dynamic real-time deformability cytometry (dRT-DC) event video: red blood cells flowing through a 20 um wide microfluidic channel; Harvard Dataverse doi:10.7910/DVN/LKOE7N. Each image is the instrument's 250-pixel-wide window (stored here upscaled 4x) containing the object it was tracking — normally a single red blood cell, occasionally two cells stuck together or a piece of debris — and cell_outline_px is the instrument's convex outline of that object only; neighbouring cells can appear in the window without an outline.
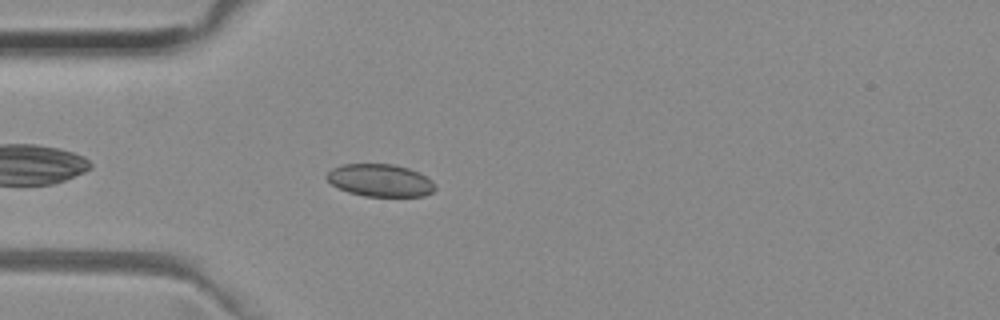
{"species": "common noctule bat (a hibernating species)", "species_latin": "Nyctalus noctula", "temperature_condition": "room temperature", "stored_images_in_passage": 41, "camera_frame_rate_fps": 3000, "um_per_image_px": 0.085, "animal": {"sex": "female", "body_mass_g": 29.2, "forearm_length_mm": 56.3}, "frame": {"image": 1, "passage_image": 4, "time_ms": 1.0, "image_size_px": [1000, 320], "cell_outline_px": [[436, 188], [432, 192], [424, 196], [364, 196], [348, 192], [332, 184], [324, 176], [332, 168], [344, 164], [392, 164], [408, 168], [420, 172], [432, 180], [436, 184]], "centroid_in_image_um": [32.34, 15.33], "position_along_channel_um": 52.7, "area_um2": 20.58}}
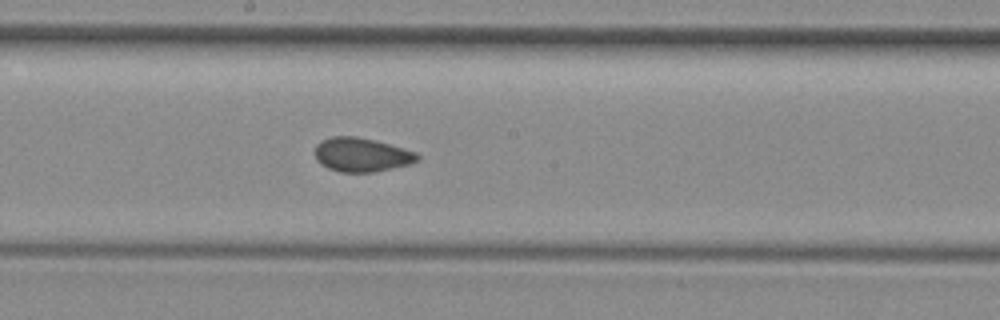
{"frame": {"image": 2, "passage_image": 17, "time_ms": 5.333, "image_size_px": [1000, 320], "cell_outline_px": [[420, 160], [408, 164], [392, 168], [372, 172], [340, 172], [328, 168], [320, 164], [316, 160], [316, 144], [320, 140], [332, 136], [356, 136], [376, 140], [404, 148], [416, 152], [420, 156]], "centroid_in_image_um": [30.73, 13.14], "position_along_channel_um": 217.5, "area_um2": 20.4}}
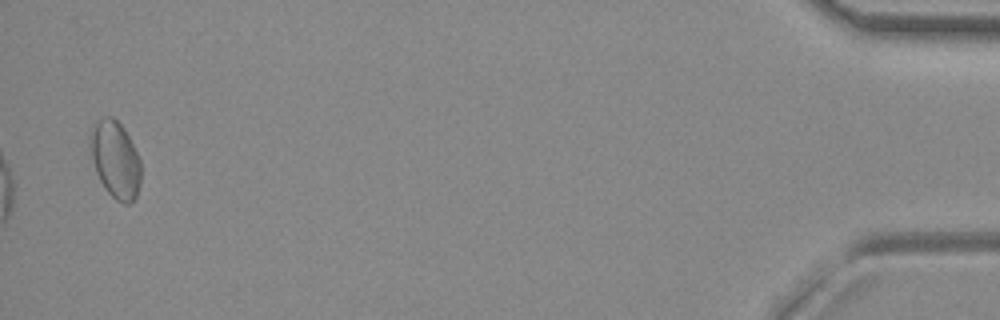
{"frame": {"image": 3, "passage_image": 40, "time_ms": 13.0, "image_size_px": [1000, 320], "cell_outline_px": [[140, 184], [136, 200], [128, 204], [124, 204], [116, 200], [104, 188], [96, 172], [92, 156], [88, 136], [92, 128], [104, 116], [112, 116], [124, 128], [140, 160]], "centroid_in_image_um": [9.81, 13.59], "position_along_channel_um": 425.4, "area_um2": 22.66}, "authors_computed_cell_mechanics": {"area_um2": 20.6346, "velocity_mm_per_s": 3.9754, "shape_relaxation_time_tau1_ms": null, "shape_relaxation_time_tau2_ms": 1.5741, "deformation_change_tau1": null, "deformation_change_tau2": 0.0521}}